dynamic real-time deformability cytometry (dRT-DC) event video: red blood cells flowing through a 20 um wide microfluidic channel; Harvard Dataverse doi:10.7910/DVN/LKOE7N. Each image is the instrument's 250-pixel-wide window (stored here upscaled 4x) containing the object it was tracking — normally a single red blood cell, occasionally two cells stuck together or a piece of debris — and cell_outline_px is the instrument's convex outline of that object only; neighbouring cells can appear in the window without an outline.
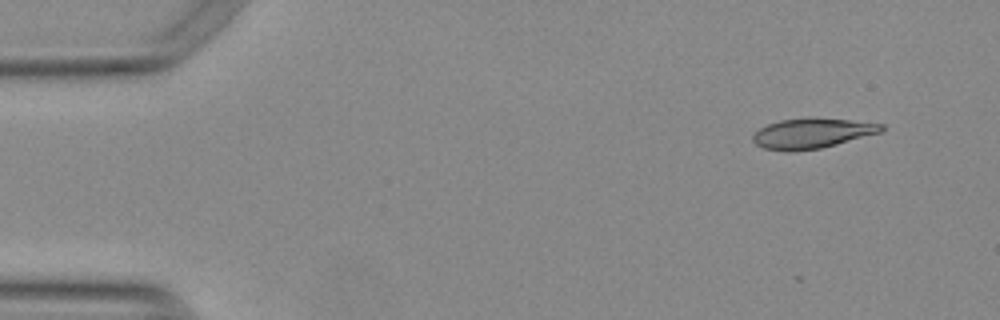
{"species": "Egyptian fruit bat (a non-hibernating species)", "species_latin": "Rousettus aegyptiacus", "temperature_condition": "warm", "stored_images_in_passage": 4, "camera_frame_rate_fps": 3000, "um_per_image_px": 0.085, "animal": {"sex": "female"}, "frame": {"image": 1, "passage_image": 2, "time_ms": 0.333, "image_size_px": [1000, 320], "cell_outline_px": [[884, 128], [880, 132], [836, 144], [820, 148], [788, 152], [784, 152], [764, 148], [756, 144], [752, 140], [752, 136], [760, 128], [768, 124], [780, 120], [848, 120], [884, 124]], "centroid_in_image_um": [68.97, 11.37], "position_along_channel_um": 16.0, "area_um2": 21.62}}